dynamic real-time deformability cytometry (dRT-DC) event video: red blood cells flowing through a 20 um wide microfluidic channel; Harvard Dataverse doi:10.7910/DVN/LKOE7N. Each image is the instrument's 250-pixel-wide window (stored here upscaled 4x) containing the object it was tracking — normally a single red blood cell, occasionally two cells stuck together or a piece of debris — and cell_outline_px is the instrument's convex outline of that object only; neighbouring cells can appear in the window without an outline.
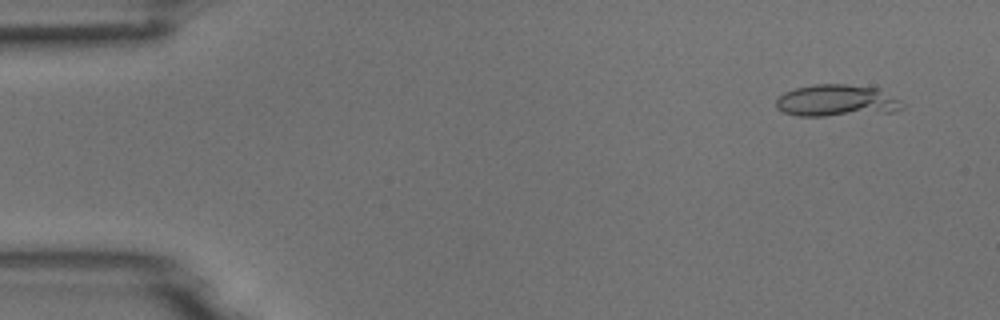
{"species": "common noctule bat (a hibernating species)", "species_latin": "Nyctalus noctula", "temperature_condition": "room temperature", "stored_images_in_passage": 11, "camera_frame_rate_fps": 3000, "um_per_image_px": 0.085, "animal": {"sex": "male", "body_mass_g": 18.8}, "frame": {"image": 1, "passage_image": 4, "time_ms": 1.0, "image_size_px": [1000, 320], "cell_outline_px": [[904, 108], [892, 112], [824, 116], [796, 116], [784, 112], [776, 108], [776, 100], [784, 92], [796, 88], [812, 84], [844, 84], [880, 88], [900, 100], [904, 104]], "centroid_in_image_um": [71.13, 8.55], "position_along_channel_um": 13.9, "area_um2": 23.64}}